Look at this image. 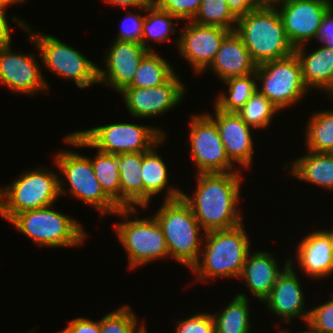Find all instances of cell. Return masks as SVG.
<instances>
[{
    "instance_id": "obj_25",
    "label": "cell",
    "mask_w": 333,
    "mask_h": 333,
    "mask_svg": "<svg viewBox=\"0 0 333 333\" xmlns=\"http://www.w3.org/2000/svg\"><path fill=\"white\" fill-rule=\"evenodd\" d=\"M304 156L295 159L289 165L284 164L288 173L304 182L333 191V153H320L306 150Z\"/></svg>"
},
{
    "instance_id": "obj_13",
    "label": "cell",
    "mask_w": 333,
    "mask_h": 333,
    "mask_svg": "<svg viewBox=\"0 0 333 333\" xmlns=\"http://www.w3.org/2000/svg\"><path fill=\"white\" fill-rule=\"evenodd\" d=\"M185 86L175 73L164 84L150 88L126 87L119 93L132 117L148 119L162 117L178 106L187 92Z\"/></svg>"
},
{
    "instance_id": "obj_48",
    "label": "cell",
    "mask_w": 333,
    "mask_h": 333,
    "mask_svg": "<svg viewBox=\"0 0 333 333\" xmlns=\"http://www.w3.org/2000/svg\"><path fill=\"white\" fill-rule=\"evenodd\" d=\"M294 333H296V332H294ZM297 333H311V332L309 330H305V331H301V332H297Z\"/></svg>"
},
{
    "instance_id": "obj_35",
    "label": "cell",
    "mask_w": 333,
    "mask_h": 333,
    "mask_svg": "<svg viewBox=\"0 0 333 333\" xmlns=\"http://www.w3.org/2000/svg\"><path fill=\"white\" fill-rule=\"evenodd\" d=\"M128 305L119 306L99 320L100 333H148L144 323Z\"/></svg>"
},
{
    "instance_id": "obj_36",
    "label": "cell",
    "mask_w": 333,
    "mask_h": 333,
    "mask_svg": "<svg viewBox=\"0 0 333 333\" xmlns=\"http://www.w3.org/2000/svg\"><path fill=\"white\" fill-rule=\"evenodd\" d=\"M331 299L310 310L305 324L311 333H333V294Z\"/></svg>"
},
{
    "instance_id": "obj_28",
    "label": "cell",
    "mask_w": 333,
    "mask_h": 333,
    "mask_svg": "<svg viewBox=\"0 0 333 333\" xmlns=\"http://www.w3.org/2000/svg\"><path fill=\"white\" fill-rule=\"evenodd\" d=\"M176 70L157 52L148 51L141 59L132 82L127 87L150 88L166 83Z\"/></svg>"
},
{
    "instance_id": "obj_44",
    "label": "cell",
    "mask_w": 333,
    "mask_h": 333,
    "mask_svg": "<svg viewBox=\"0 0 333 333\" xmlns=\"http://www.w3.org/2000/svg\"><path fill=\"white\" fill-rule=\"evenodd\" d=\"M7 8L0 5V46L11 44V29L6 16Z\"/></svg>"
},
{
    "instance_id": "obj_50",
    "label": "cell",
    "mask_w": 333,
    "mask_h": 333,
    "mask_svg": "<svg viewBox=\"0 0 333 333\" xmlns=\"http://www.w3.org/2000/svg\"><path fill=\"white\" fill-rule=\"evenodd\" d=\"M0 5L3 6V0H0Z\"/></svg>"
},
{
    "instance_id": "obj_7",
    "label": "cell",
    "mask_w": 333,
    "mask_h": 333,
    "mask_svg": "<svg viewBox=\"0 0 333 333\" xmlns=\"http://www.w3.org/2000/svg\"><path fill=\"white\" fill-rule=\"evenodd\" d=\"M60 174L44 167L25 170L10 184L0 187V217L10 221L26 210L54 205L60 198Z\"/></svg>"
},
{
    "instance_id": "obj_18",
    "label": "cell",
    "mask_w": 333,
    "mask_h": 333,
    "mask_svg": "<svg viewBox=\"0 0 333 333\" xmlns=\"http://www.w3.org/2000/svg\"><path fill=\"white\" fill-rule=\"evenodd\" d=\"M217 125L229 160L244 169L252 166L255 149L252 127L236 112H224L214 105V115L205 112Z\"/></svg>"
},
{
    "instance_id": "obj_24",
    "label": "cell",
    "mask_w": 333,
    "mask_h": 333,
    "mask_svg": "<svg viewBox=\"0 0 333 333\" xmlns=\"http://www.w3.org/2000/svg\"><path fill=\"white\" fill-rule=\"evenodd\" d=\"M315 48L313 52L308 50L306 45L294 49L302 71V78L308 89H320L327 95H333V49L326 44Z\"/></svg>"
},
{
    "instance_id": "obj_20",
    "label": "cell",
    "mask_w": 333,
    "mask_h": 333,
    "mask_svg": "<svg viewBox=\"0 0 333 333\" xmlns=\"http://www.w3.org/2000/svg\"><path fill=\"white\" fill-rule=\"evenodd\" d=\"M296 252V261L290 258V265L300 266L302 273L310 279H325L333 274V247L324 229L315 230L302 238Z\"/></svg>"
},
{
    "instance_id": "obj_38",
    "label": "cell",
    "mask_w": 333,
    "mask_h": 333,
    "mask_svg": "<svg viewBox=\"0 0 333 333\" xmlns=\"http://www.w3.org/2000/svg\"><path fill=\"white\" fill-rule=\"evenodd\" d=\"M202 0H155L163 11L170 13L180 21H192L199 10Z\"/></svg>"
},
{
    "instance_id": "obj_31",
    "label": "cell",
    "mask_w": 333,
    "mask_h": 333,
    "mask_svg": "<svg viewBox=\"0 0 333 333\" xmlns=\"http://www.w3.org/2000/svg\"><path fill=\"white\" fill-rule=\"evenodd\" d=\"M222 83L227 86L228 92H220L214 104L224 112H237L259 86L255 72L246 76L230 78Z\"/></svg>"
},
{
    "instance_id": "obj_41",
    "label": "cell",
    "mask_w": 333,
    "mask_h": 333,
    "mask_svg": "<svg viewBox=\"0 0 333 333\" xmlns=\"http://www.w3.org/2000/svg\"><path fill=\"white\" fill-rule=\"evenodd\" d=\"M316 39L333 49V5L323 16Z\"/></svg>"
},
{
    "instance_id": "obj_46",
    "label": "cell",
    "mask_w": 333,
    "mask_h": 333,
    "mask_svg": "<svg viewBox=\"0 0 333 333\" xmlns=\"http://www.w3.org/2000/svg\"><path fill=\"white\" fill-rule=\"evenodd\" d=\"M25 3V0H3V7L8 8L10 5H14V4H22Z\"/></svg>"
},
{
    "instance_id": "obj_37",
    "label": "cell",
    "mask_w": 333,
    "mask_h": 333,
    "mask_svg": "<svg viewBox=\"0 0 333 333\" xmlns=\"http://www.w3.org/2000/svg\"><path fill=\"white\" fill-rule=\"evenodd\" d=\"M174 333H216L212 314L196 312L188 318L177 320Z\"/></svg>"
},
{
    "instance_id": "obj_3",
    "label": "cell",
    "mask_w": 333,
    "mask_h": 333,
    "mask_svg": "<svg viewBox=\"0 0 333 333\" xmlns=\"http://www.w3.org/2000/svg\"><path fill=\"white\" fill-rule=\"evenodd\" d=\"M234 31L257 65L294 53L276 7L257 6L238 18Z\"/></svg>"
},
{
    "instance_id": "obj_6",
    "label": "cell",
    "mask_w": 333,
    "mask_h": 333,
    "mask_svg": "<svg viewBox=\"0 0 333 333\" xmlns=\"http://www.w3.org/2000/svg\"><path fill=\"white\" fill-rule=\"evenodd\" d=\"M161 204L153 216L162 228L169 256L191 270L199 259L205 232L182 197Z\"/></svg>"
},
{
    "instance_id": "obj_27",
    "label": "cell",
    "mask_w": 333,
    "mask_h": 333,
    "mask_svg": "<svg viewBox=\"0 0 333 333\" xmlns=\"http://www.w3.org/2000/svg\"><path fill=\"white\" fill-rule=\"evenodd\" d=\"M248 298L245 293H238L222 311L211 313L216 333H251L253 326Z\"/></svg>"
},
{
    "instance_id": "obj_33",
    "label": "cell",
    "mask_w": 333,
    "mask_h": 333,
    "mask_svg": "<svg viewBox=\"0 0 333 333\" xmlns=\"http://www.w3.org/2000/svg\"><path fill=\"white\" fill-rule=\"evenodd\" d=\"M280 110L258 89L236 113L247 125L258 129H266L272 123L273 116Z\"/></svg>"
},
{
    "instance_id": "obj_11",
    "label": "cell",
    "mask_w": 333,
    "mask_h": 333,
    "mask_svg": "<svg viewBox=\"0 0 333 333\" xmlns=\"http://www.w3.org/2000/svg\"><path fill=\"white\" fill-rule=\"evenodd\" d=\"M257 89L279 110L299 103L309 89L305 86L295 53L257 65Z\"/></svg>"
},
{
    "instance_id": "obj_4",
    "label": "cell",
    "mask_w": 333,
    "mask_h": 333,
    "mask_svg": "<svg viewBox=\"0 0 333 333\" xmlns=\"http://www.w3.org/2000/svg\"><path fill=\"white\" fill-rule=\"evenodd\" d=\"M164 135L166 132L156 126L118 122L68 133L63 141L70 147L119 155L146 152Z\"/></svg>"
},
{
    "instance_id": "obj_23",
    "label": "cell",
    "mask_w": 333,
    "mask_h": 333,
    "mask_svg": "<svg viewBox=\"0 0 333 333\" xmlns=\"http://www.w3.org/2000/svg\"><path fill=\"white\" fill-rule=\"evenodd\" d=\"M208 69L223 82L256 72L257 64L253 61L243 40L235 31H232L222 41L213 62L206 70Z\"/></svg>"
},
{
    "instance_id": "obj_2",
    "label": "cell",
    "mask_w": 333,
    "mask_h": 333,
    "mask_svg": "<svg viewBox=\"0 0 333 333\" xmlns=\"http://www.w3.org/2000/svg\"><path fill=\"white\" fill-rule=\"evenodd\" d=\"M244 224L226 230H214L204 234L197 263L191 268L198 281L211 278H235L242 273L251 249Z\"/></svg>"
},
{
    "instance_id": "obj_19",
    "label": "cell",
    "mask_w": 333,
    "mask_h": 333,
    "mask_svg": "<svg viewBox=\"0 0 333 333\" xmlns=\"http://www.w3.org/2000/svg\"><path fill=\"white\" fill-rule=\"evenodd\" d=\"M296 272L295 267L289 265L278 277L272 291L263 302L269 312L281 317L286 323L298 318L307 324L310 309H305V293Z\"/></svg>"
},
{
    "instance_id": "obj_49",
    "label": "cell",
    "mask_w": 333,
    "mask_h": 333,
    "mask_svg": "<svg viewBox=\"0 0 333 333\" xmlns=\"http://www.w3.org/2000/svg\"><path fill=\"white\" fill-rule=\"evenodd\" d=\"M278 333H289V332H288V330L286 331V329H285V331L282 330V331H279Z\"/></svg>"
},
{
    "instance_id": "obj_12",
    "label": "cell",
    "mask_w": 333,
    "mask_h": 333,
    "mask_svg": "<svg viewBox=\"0 0 333 333\" xmlns=\"http://www.w3.org/2000/svg\"><path fill=\"white\" fill-rule=\"evenodd\" d=\"M189 123L190 155L197 173L241 170L229 160L217 125L205 112L192 114Z\"/></svg>"
},
{
    "instance_id": "obj_8",
    "label": "cell",
    "mask_w": 333,
    "mask_h": 333,
    "mask_svg": "<svg viewBox=\"0 0 333 333\" xmlns=\"http://www.w3.org/2000/svg\"><path fill=\"white\" fill-rule=\"evenodd\" d=\"M138 209L120 208L113 214L123 219V221L114 224L115 236L128 255L127 267L131 270L169 256L166 239L160 224L154 216L139 218L135 215L138 213Z\"/></svg>"
},
{
    "instance_id": "obj_43",
    "label": "cell",
    "mask_w": 333,
    "mask_h": 333,
    "mask_svg": "<svg viewBox=\"0 0 333 333\" xmlns=\"http://www.w3.org/2000/svg\"><path fill=\"white\" fill-rule=\"evenodd\" d=\"M105 3L111 4L112 6H119L121 8H134L140 9L144 12L145 7H149L155 4V0H103Z\"/></svg>"
},
{
    "instance_id": "obj_32",
    "label": "cell",
    "mask_w": 333,
    "mask_h": 333,
    "mask_svg": "<svg viewBox=\"0 0 333 333\" xmlns=\"http://www.w3.org/2000/svg\"><path fill=\"white\" fill-rule=\"evenodd\" d=\"M90 160L102 190L121 208V185L117 155L97 150L95 157L90 158Z\"/></svg>"
},
{
    "instance_id": "obj_22",
    "label": "cell",
    "mask_w": 333,
    "mask_h": 333,
    "mask_svg": "<svg viewBox=\"0 0 333 333\" xmlns=\"http://www.w3.org/2000/svg\"><path fill=\"white\" fill-rule=\"evenodd\" d=\"M164 135L148 151L142 152V180H143V210L150 207L151 199L164 193V200H175L181 198L182 190L169 186V171L167 164L156 150L165 142ZM160 145V146H159ZM168 188V189H167ZM167 189V190H166ZM166 190V191H165ZM165 191V192H162Z\"/></svg>"
},
{
    "instance_id": "obj_42",
    "label": "cell",
    "mask_w": 333,
    "mask_h": 333,
    "mask_svg": "<svg viewBox=\"0 0 333 333\" xmlns=\"http://www.w3.org/2000/svg\"><path fill=\"white\" fill-rule=\"evenodd\" d=\"M227 3L230 11L237 19L257 7L252 0H227Z\"/></svg>"
},
{
    "instance_id": "obj_15",
    "label": "cell",
    "mask_w": 333,
    "mask_h": 333,
    "mask_svg": "<svg viewBox=\"0 0 333 333\" xmlns=\"http://www.w3.org/2000/svg\"><path fill=\"white\" fill-rule=\"evenodd\" d=\"M11 48V44L0 46V83L17 94L48 92L50 84L45 81L36 54L18 53Z\"/></svg>"
},
{
    "instance_id": "obj_14",
    "label": "cell",
    "mask_w": 333,
    "mask_h": 333,
    "mask_svg": "<svg viewBox=\"0 0 333 333\" xmlns=\"http://www.w3.org/2000/svg\"><path fill=\"white\" fill-rule=\"evenodd\" d=\"M332 1L285 0L275 6L294 49L316 39L323 16L333 5Z\"/></svg>"
},
{
    "instance_id": "obj_1",
    "label": "cell",
    "mask_w": 333,
    "mask_h": 333,
    "mask_svg": "<svg viewBox=\"0 0 333 333\" xmlns=\"http://www.w3.org/2000/svg\"><path fill=\"white\" fill-rule=\"evenodd\" d=\"M241 171L196 173L197 188L192 196L182 192L203 232L226 230L242 224L240 208Z\"/></svg>"
},
{
    "instance_id": "obj_17",
    "label": "cell",
    "mask_w": 333,
    "mask_h": 333,
    "mask_svg": "<svg viewBox=\"0 0 333 333\" xmlns=\"http://www.w3.org/2000/svg\"><path fill=\"white\" fill-rule=\"evenodd\" d=\"M105 51V70L98 67V84L111 87L117 93L133 80L143 56L148 50L140 43L112 41Z\"/></svg>"
},
{
    "instance_id": "obj_40",
    "label": "cell",
    "mask_w": 333,
    "mask_h": 333,
    "mask_svg": "<svg viewBox=\"0 0 333 333\" xmlns=\"http://www.w3.org/2000/svg\"><path fill=\"white\" fill-rule=\"evenodd\" d=\"M59 333H100L99 320L93 321L87 317H76L70 320L67 327Z\"/></svg>"
},
{
    "instance_id": "obj_5",
    "label": "cell",
    "mask_w": 333,
    "mask_h": 333,
    "mask_svg": "<svg viewBox=\"0 0 333 333\" xmlns=\"http://www.w3.org/2000/svg\"><path fill=\"white\" fill-rule=\"evenodd\" d=\"M15 26L22 27L29 34L28 41L34 43L40 59L52 74L60 79L71 80L80 89H85L93 84H98V67L95 62L84 56L72 46L61 42L55 36L32 31L31 26L17 16H11Z\"/></svg>"
},
{
    "instance_id": "obj_16",
    "label": "cell",
    "mask_w": 333,
    "mask_h": 333,
    "mask_svg": "<svg viewBox=\"0 0 333 333\" xmlns=\"http://www.w3.org/2000/svg\"><path fill=\"white\" fill-rule=\"evenodd\" d=\"M230 32L222 27L186 21L174 42L180 56L190 64L195 74L200 75L211 65L222 41Z\"/></svg>"
},
{
    "instance_id": "obj_45",
    "label": "cell",
    "mask_w": 333,
    "mask_h": 333,
    "mask_svg": "<svg viewBox=\"0 0 333 333\" xmlns=\"http://www.w3.org/2000/svg\"><path fill=\"white\" fill-rule=\"evenodd\" d=\"M256 6L275 7L285 0H252Z\"/></svg>"
},
{
    "instance_id": "obj_39",
    "label": "cell",
    "mask_w": 333,
    "mask_h": 333,
    "mask_svg": "<svg viewBox=\"0 0 333 333\" xmlns=\"http://www.w3.org/2000/svg\"><path fill=\"white\" fill-rule=\"evenodd\" d=\"M121 22V30L114 38V40L128 41L140 43L142 41L143 24L145 21V15L142 16L140 13H134L128 11Z\"/></svg>"
},
{
    "instance_id": "obj_47",
    "label": "cell",
    "mask_w": 333,
    "mask_h": 333,
    "mask_svg": "<svg viewBox=\"0 0 333 333\" xmlns=\"http://www.w3.org/2000/svg\"><path fill=\"white\" fill-rule=\"evenodd\" d=\"M324 231L329 235L331 242H332V247H333V227L330 231L329 230H324Z\"/></svg>"
},
{
    "instance_id": "obj_34",
    "label": "cell",
    "mask_w": 333,
    "mask_h": 333,
    "mask_svg": "<svg viewBox=\"0 0 333 333\" xmlns=\"http://www.w3.org/2000/svg\"><path fill=\"white\" fill-rule=\"evenodd\" d=\"M237 18L228 7L227 0H202L198 12L192 19L200 25L218 26L235 30Z\"/></svg>"
},
{
    "instance_id": "obj_29",
    "label": "cell",
    "mask_w": 333,
    "mask_h": 333,
    "mask_svg": "<svg viewBox=\"0 0 333 333\" xmlns=\"http://www.w3.org/2000/svg\"><path fill=\"white\" fill-rule=\"evenodd\" d=\"M304 129L306 150L333 153V110L314 111Z\"/></svg>"
},
{
    "instance_id": "obj_21",
    "label": "cell",
    "mask_w": 333,
    "mask_h": 333,
    "mask_svg": "<svg viewBox=\"0 0 333 333\" xmlns=\"http://www.w3.org/2000/svg\"><path fill=\"white\" fill-rule=\"evenodd\" d=\"M277 259L267 251H251L248 253L239 280L245 285L258 301L263 302L272 291L278 277L290 265V258L284 262V267L278 265Z\"/></svg>"
},
{
    "instance_id": "obj_26",
    "label": "cell",
    "mask_w": 333,
    "mask_h": 333,
    "mask_svg": "<svg viewBox=\"0 0 333 333\" xmlns=\"http://www.w3.org/2000/svg\"><path fill=\"white\" fill-rule=\"evenodd\" d=\"M117 166L121 185V208L143 209L142 152L117 155Z\"/></svg>"
},
{
    "instance_id": "obj_10",
    "label": "cell",
    "mask_w": 333,
    "mask_h": 333,
    "mask_svg": "<svg viewBox=\"0 0 333 333\" xmlns=\"http://www.w3.org/2000/svg\"><path fill=\"white\" fill-rule=\"evenodd\" d=\"M54 164L59 169L60 195L67 193L95 208L99 215H112L120 208L104 193L93 171L89 156L73 150H61L54 155ZM65 178V179H64ZM68 186L66 188V182ZM65 182V183H64Z\"/></svg>"
},
{
    "instance_id": "obj_9",
    "label": "cell",
    "mask_w": 333,
    "mask_h": 333,
    "mask_svg": "<svg viewBox=\"0 0 333 333\" xmlns=\"http://www.w3.org/2000/svg\"><path fill=\"white\" fill-rule=\"evenodd\" d=\"M52 207L54 205L23 211L16 214L9 223L40 247L71 248L82 245L87 239L83 226Z\"/></svg>"
},
{
    "instance_id": "obj_30",
    "label": "cell",
    "mask_w": 333,
    "mask_h": 333,
    "mask_svg": "<svg viewBox=\"0 0 333 333\" xmlns=\"http://www.w3.org/2000/svg\"><path fill=\"white\" fill-rule=\"evenodd\" d=\"M145 21L143 24V34L141 44L148 50L154 51L149 45L150 39L156 42L171 41V34L177 31L176 25L179 24V19L172 16L170 13L161 10L156 4L144 8ZM177 20V22H173Z\"/></svg>"
}]
</instances>
